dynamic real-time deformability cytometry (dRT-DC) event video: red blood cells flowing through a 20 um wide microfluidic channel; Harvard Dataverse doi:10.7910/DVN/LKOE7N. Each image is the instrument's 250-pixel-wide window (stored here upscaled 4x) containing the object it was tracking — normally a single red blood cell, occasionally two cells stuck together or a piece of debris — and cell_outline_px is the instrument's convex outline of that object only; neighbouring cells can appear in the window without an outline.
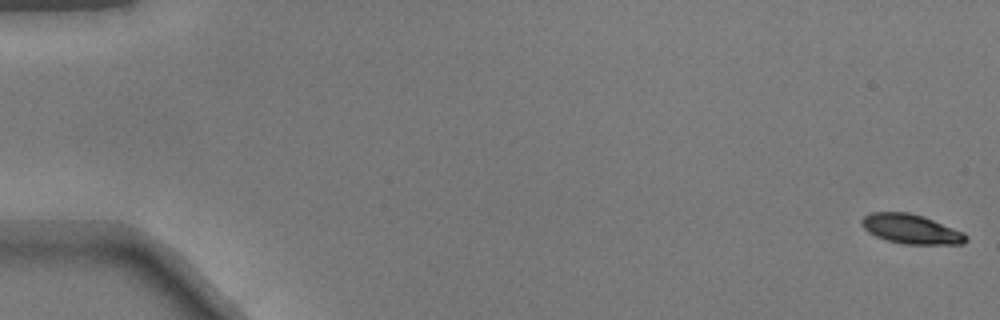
{"species": "common noctule bat (a hibernating species)", "species_latin": "Nyctalus noctula", "temperature_condition": "warm", "stored_images_in_passage": 17, "camera_frame_rate_fps": 3000, "um_per_image_px": 0.085, "animal": {"sex": "male", "body_mass_g": 17.9}, "frame": {"image": 1, "passage_image": 1, "time_ms": 0.0, "image_size_px": [1000, 320], "cell_outline_px": [[968, 240], [964, 244], [904, 244], [888, 240], [876, 236], [868, 232], [860, 224], [860, 220], [864, 216], [872, 212], [908, 212], [924, 216], [964, 232], [968, 236]], "centroid_in_image_um": [77.46, 19.46], "position_along_channel_um": 7.5, "area_um2": 18.03}}